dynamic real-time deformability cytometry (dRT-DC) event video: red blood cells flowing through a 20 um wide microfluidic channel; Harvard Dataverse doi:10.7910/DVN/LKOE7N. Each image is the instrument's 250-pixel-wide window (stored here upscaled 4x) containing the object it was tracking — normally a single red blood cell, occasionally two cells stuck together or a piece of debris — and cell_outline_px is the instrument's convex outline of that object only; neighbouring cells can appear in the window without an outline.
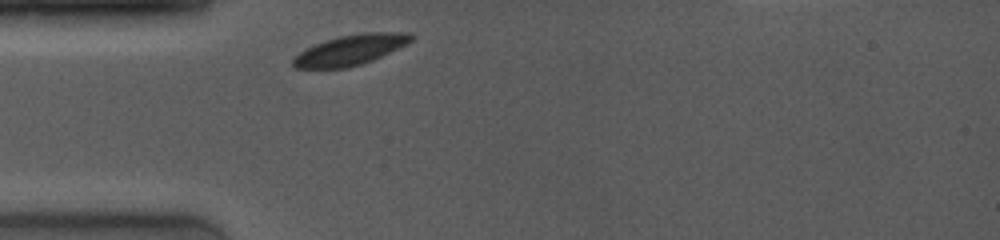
{"species": "common noctule bat (a hibernating species)", "species_latin": "Nyctalus noctula", "temperature_condition": "room temperature", "stored_images_in_passage": 17, "camera_frame_rate_fps": 4000, "um_per_image_px": 0.085, "animal": {"sex": "female", "body_mass_g": 19.0, "forearm_length_mm": 53.3}, "frame": {"image": 1, "passage_image": 1, "time_ms": 0.0, "image_size_px": [1000, 240], "cell_outline_px": [[412, 40], [372, 60], [360, 64], [344, 68], [296, 68], [292, 64], [292, 60], [300, 52], [324, 40], [340, 36], [364, 32], [408, 32], [412, 36]], "centroid_in_image_um": [29.75, 4.23], "position_along_channel_um": 55.2, "area_um2": 20.29}}
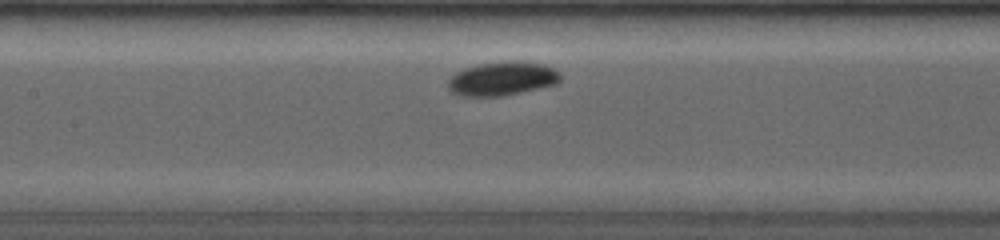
{"frame": {"image": 2, "passage_image": 6, "time_ms": 3.0, "image_size_px": [1000, 240], "cell_outline_px": [[560, 80], [556, 84], [520, 92], [500, 96], [460, 96], [452, 92], [448, 88], [448, 80], [456, 72], [464, 68], [480, 64], [504, 60], [512, 60], [544, 64], [560, 72]], "centroid_in_image_um": [42.67, 6.67], "position_along_channel_um": 164.7, "area_um2": 22.14}}
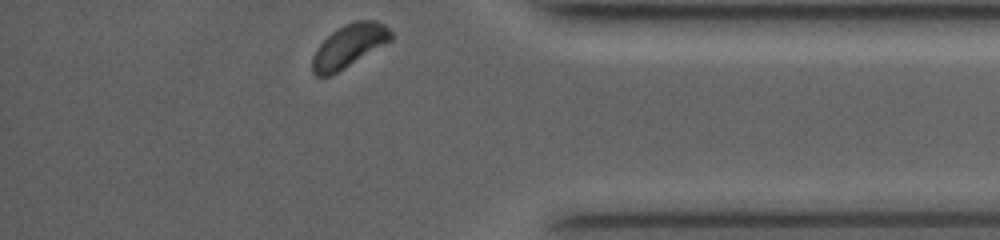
{"frame": {"image": 3, "passage_image": 17, "time_ms": 9.5, "image_size_px": [1000, 240], "cell_outline_px": [[392, 40], [344, 68], [328, 76], [316, 76], [312, 72], [312, 56], [316, 48], [332, 32], [344, 24], [356, 20], [376, 20], [384, 24], [392, 32]], "centroid_in_image_um": [29.66, 3.88], "position_along_channel_um": 405.5, "area_um2": 19.54}, "authors_computed_cell_mechanics": {"area_um2": 21.386, "velocity_mm_per_s": 3.8407, "shape_relaxation_time_tau1_ms": 0.7831, "shape_relaxation_time_tau2_ms": null, "deformation_change_tau1": 0.0457, "deformation_change_tau2": null}}